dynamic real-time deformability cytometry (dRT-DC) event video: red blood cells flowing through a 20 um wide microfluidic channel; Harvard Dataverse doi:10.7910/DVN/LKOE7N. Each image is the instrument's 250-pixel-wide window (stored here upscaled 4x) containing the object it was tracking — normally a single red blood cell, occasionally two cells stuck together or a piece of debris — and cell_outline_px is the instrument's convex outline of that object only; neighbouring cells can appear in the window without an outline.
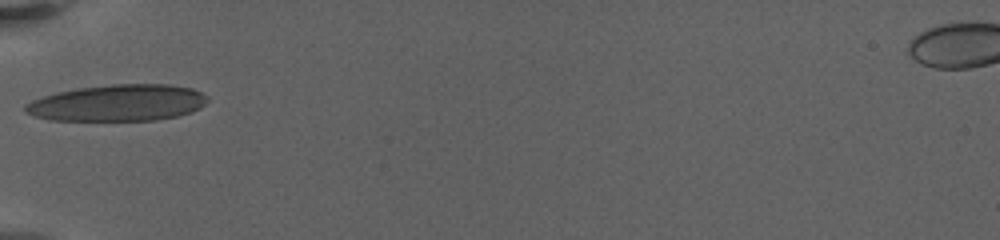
{"species": "human", "species_latin": "Homo sapiens", "temperature_condition": "warm", "stored_images_in_passage": 26, "camera_frame_rate_fps": 3000, "um_per_image_px": 0.085, "donor": {"sex": "female"}, "frame": {"image": 1, "passage_image": 1, "time_ms": 0.0, "image_size_px": [1000, 240], "cell_outline_px": [[208, 100], [200, 108], [192, 112], [176, 116], [156, 120], [48, 120], [24, 112], [24, 104], [32, 100], [56, 92], [76, 88], [112, 84], [168, 84], [192, 88], [208, 96]], "centroid_in_image_um": [10.01, 8.74], "position_along_channel_um": 75.0, "area_um2": 38.9}}